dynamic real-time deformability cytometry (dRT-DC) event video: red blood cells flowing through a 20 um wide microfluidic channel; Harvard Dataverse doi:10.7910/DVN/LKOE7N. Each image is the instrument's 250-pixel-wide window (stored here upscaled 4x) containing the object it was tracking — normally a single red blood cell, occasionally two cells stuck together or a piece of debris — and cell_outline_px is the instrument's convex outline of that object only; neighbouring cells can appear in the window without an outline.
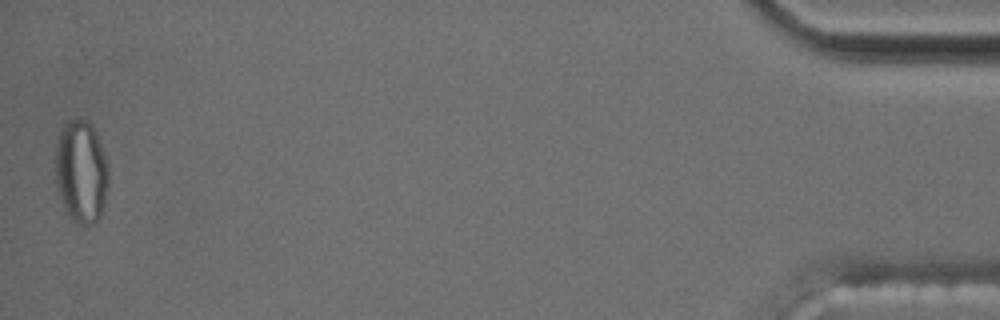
{"species": "common noctule bat (a hibernating species)", "species_latin": "Nyctalus noctula", "temperature_condition": "cold", "stored_images_in_passage": 43, "segment_of_instrument_passage": [2, 2], "camera_frame_rate_fps": 3000, "um_per_image_px": 0.085, "animal": {"sex": "male", "body_mass_g": 17.5, "forearm_length_mm": 52.3}, "frame": {"image": 1, "passage_image": 43, "time_ms": 14.0, "image_size_px": [1000, 320], "cell_outline_px": [[108, 184], [104, 204], [100, 216], [92, 224], [80, 224], [72, 220], [60, 196], [56, 180], [56, 144], [60, 132], [64, 124], [68, 120], [76, 116], [84, 116], [92, 124], [96, 132], [108, 164]], "centroid_in_image_um": [6.92, 14.5], "position_along_channel_um": 428.3, "area_um2": 31.91}}